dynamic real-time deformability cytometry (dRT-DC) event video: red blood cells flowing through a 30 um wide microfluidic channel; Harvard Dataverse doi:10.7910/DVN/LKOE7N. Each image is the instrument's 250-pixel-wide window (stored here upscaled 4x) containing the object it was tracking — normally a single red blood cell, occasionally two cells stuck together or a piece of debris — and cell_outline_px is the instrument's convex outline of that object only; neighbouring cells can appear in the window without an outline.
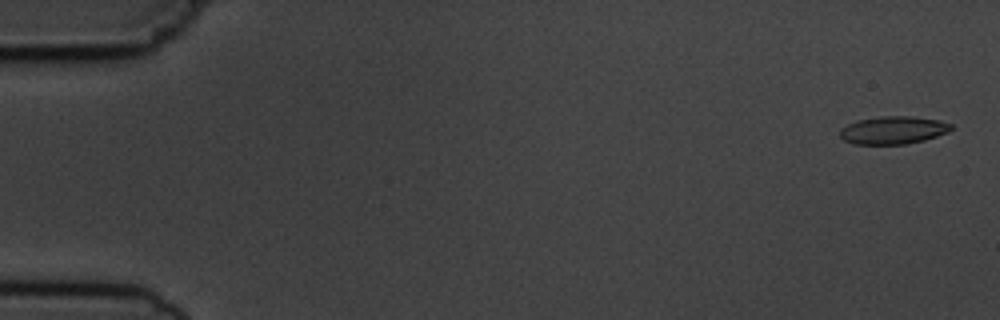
{"species": "common noctule bat (a hibernating species)", "species_latin": "Nyctalus noctula", "temperature_condition": "cold", "stored_images_in_passage": 5, "camera_frame_rate_fps": 3000, "um_per_image_px": 0.085, "animal": {"sex": "male", "body_mass_g": 19.5, "forearm_length_mm": 54.6}, "frame": {"image": 1, "passage_image": 1, "time_ms": 0.0, "image_size_px": [1000, 320], "cell_outline_px": [[952, 128], [948, 132], [924, 140], [904, 144], [852, 144], [844, 140], [840, 136], [840, 128], [848, 124], [860, 120], [880, 116], [908, 116], [940, 120], [952, 124]], "centroid_in_image_um": [75.91, 11.06], "position_along_channel_um": 9.1, "area_um2": 17.92}}
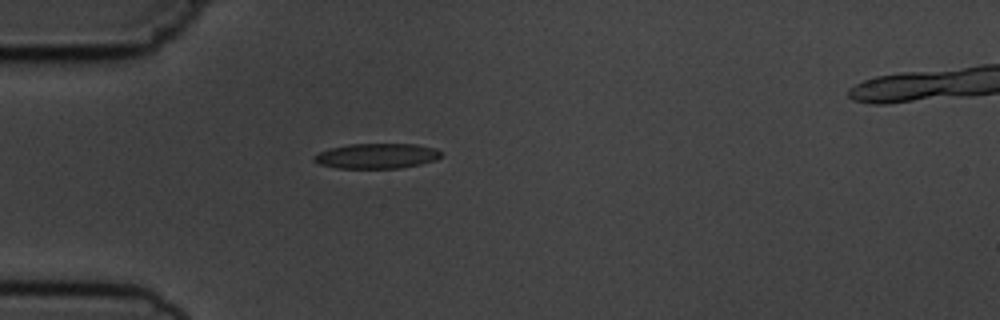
{"frame": {"image": 2, "passage_image": 5, "time_ms": 4.667, "image_size_px": [1000, 320], "cell_outline_px": [[444, 152], [436, 160], [420, 164], [400, 168], [336, 168], [320, 164], [312, 160], [312, 156], [320, 152], [332, 148], [348, 144], [416, 144], [436, 148]], "centroid_in_image_um": [32.04, 13.25], "position_along_channel_um": 53.0, "area_um2": 18.67}}